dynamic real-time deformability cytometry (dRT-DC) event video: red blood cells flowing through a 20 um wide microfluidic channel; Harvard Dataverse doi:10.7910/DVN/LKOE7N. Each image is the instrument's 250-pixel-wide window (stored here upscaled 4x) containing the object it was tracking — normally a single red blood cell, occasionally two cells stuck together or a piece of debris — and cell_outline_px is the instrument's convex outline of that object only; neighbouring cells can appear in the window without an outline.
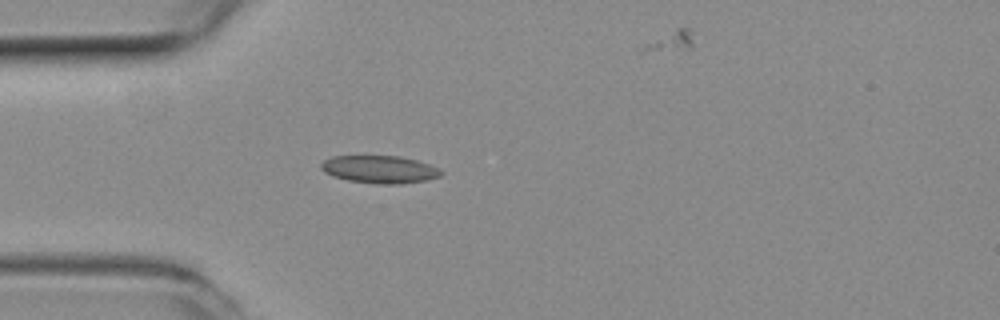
{"species": "common noctule bat (a hibernating species)", "species_latin": "Nyctalus noctula", "temperature_condition": "room temperature", "stored_images_in_passage": 39, "camera_frame_rate_fps": 3000, "um_per_image_px": 0.085, "animal": {"sex": "female", "body_mass_g": 19.3, "forearm_length_mm": 54.1}, "frame": {"image": 1, "passage_image": 1, "time_ms": 0.0, "image_size_px": [1000, 320], "cell_outline_px": [[444, 172], [440, 176], [428, 180], [400, 184], [376, 184], [348, 180], [332, 176], [324, 172], [320, 168], [320, 164], [324, 160], [332, 156], [400, 156], [416, 160], [440, 168]], "centroid_in_image_um": [32.27, 14.4], "position_along_channel_um": 52.7, "area_um2": 19.48}}
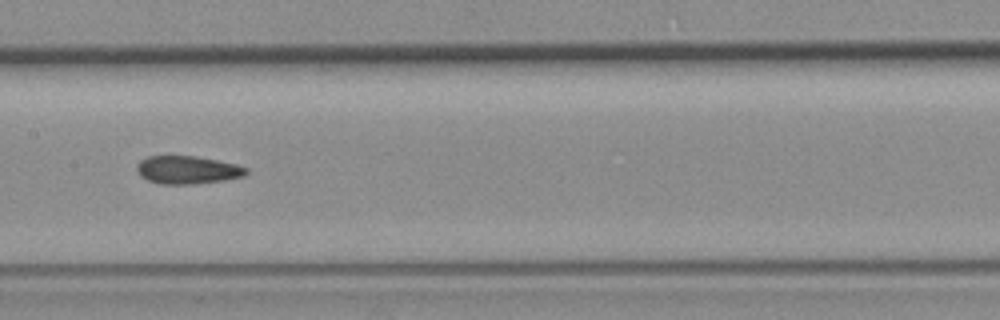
{"frame": {"image": 2, "passage_image": 12, "time_ms": 3.667, "image_size_px": [1000, 320], "cell_outline_px": [[248, 172], [244, 176], [224, 180], [192, 184], [160, 184], [148, 180], [140, 176], [136, 168], [136, 164], [140, 160], [148, 156], [196, 156], [236, 164], [248, 168]], "centroid_in_image_um": [15.92, 14.44], "position_along_channel_um": 191.5, "area_um2": 17.86}}
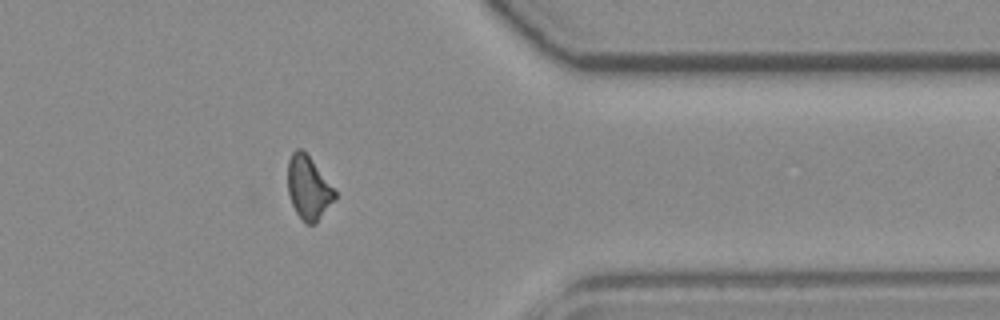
{"frame": {"image": 3, "passage_image": 28, "time_ms": 9.0, "image_size_px": [1000, 320], "cell_outline_px": [[336, 200], [316, 224], [304, 224], [296, 212], [292, 204], [288, 192], [288, 160], [292, 152], [296, 148], [300, 148], [308, 156], [336, 192]], "centroid_in_image_um": [26.21, 16.02], "position_along_channel_um": 385.2, "area_um2": 17.28}, "authors_computed_cell_mechanics": {"area_um2": 17.8602, "velocity_mm_per_s": 3.9577, "shape_relaxation_time_tau1_ms": null, "shape_relaxation_time_tau2_ms": 2.0996, "deformation_change_tau1": null, "deformation_change_tau2": 0.0872}}